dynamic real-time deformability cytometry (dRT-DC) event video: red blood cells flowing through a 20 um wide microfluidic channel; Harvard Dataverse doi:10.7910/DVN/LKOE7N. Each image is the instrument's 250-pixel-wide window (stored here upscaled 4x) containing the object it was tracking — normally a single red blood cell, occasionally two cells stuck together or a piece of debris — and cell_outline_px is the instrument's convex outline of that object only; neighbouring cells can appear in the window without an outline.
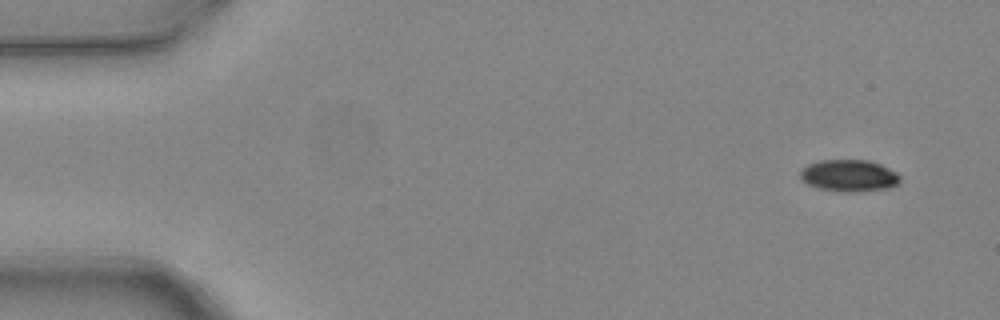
{"species": "common noctule bat (a hibernating species)", "species_latin": "Nyctalus noctula", "temperature_condition": "warm", "stored_images_in_passage": 3, "camera_frame_rate_fps": 3000, "um_per_image_px": 0.085, "animal": {"sex": "female", "body_mass_g": 24.6, "forearm_length_mm": 56.2}, "frame": {"image": 1, "passage_image": 1, "time_ms": 0.0, "image_size_px": [1000, 320], "cell_outline_px": [[900, 184], [892, 188], [852, 192], [844, 192], [816, 188], [808, 184], [800, 176], [800, 168], [808, 164], [820, 160], [868, 160], [880, 164], [896, 172], [900, 176]], "centroid_in_image_um": [72.18, 14.93], "position_along_channel_um": 12.8, "area_um2": 18.73}}
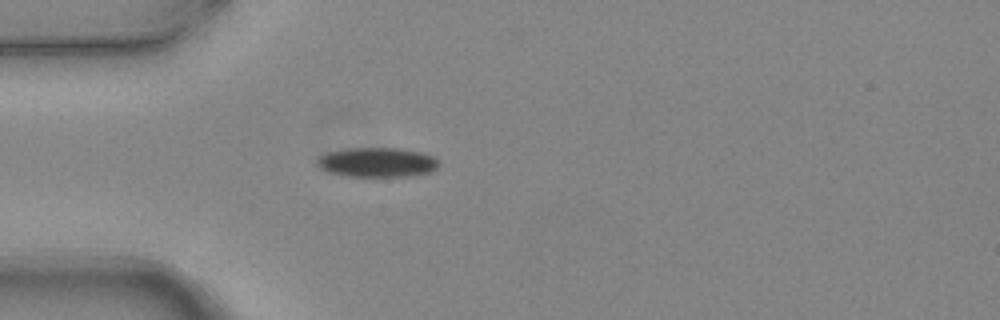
{"frame": {"image": 2, "passage_image": 3, "time_ms": 0.667, "image_size_px": [1000, 320], "cell_outline_px": [[436, 168], [428, 172], [412, 176], [348, 176], [328, 172], [320, 168], [316, 164], [316, 160], [320, 156], [328, 152], [348, 148], [400, 148], [420, 152], [432, 156], [436, 160]], "centroid_in_image_um": [32.0, 13.79], "position_along_channel_um": 53.0, "area_um2": 20.75}}